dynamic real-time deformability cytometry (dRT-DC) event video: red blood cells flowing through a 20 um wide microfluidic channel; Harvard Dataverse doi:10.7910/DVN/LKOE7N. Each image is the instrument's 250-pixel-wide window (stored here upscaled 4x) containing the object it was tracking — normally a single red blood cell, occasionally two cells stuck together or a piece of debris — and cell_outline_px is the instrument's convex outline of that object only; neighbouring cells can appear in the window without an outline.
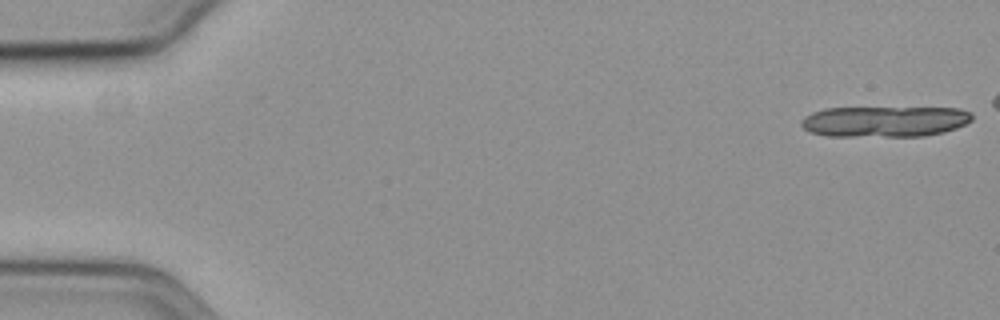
{"species": "common noctule bat (a hibernating species)", "species_latin": "Nyctalus noctula", "temperature_condition": "cold", "stored_images_in_passage": 47, "camera_frame_rate_fps": 3000, "um_per_image_px": 0.085, "animal": {"sex": "female", "body_mass_g": 19.3, "forearm_length_mm": 54.1}, "frame": {"image": 1, "passage_image": 1, "time_ms": 0.0, "image_size_px": [1000, 320], "cell_outline_px": [[972, 120], [956, 128], [944, 132], [924, 136], [828, 136], [812, 132], [804, 128], [800, 124], [800, 120], [804, 116], [812, 112], [824, 108], [960, 108], [972, 112]], "centroid_in_image_um": [75.2, 10.32], "position_along_channel_um": 9.8, "area_um2": 30.75}}